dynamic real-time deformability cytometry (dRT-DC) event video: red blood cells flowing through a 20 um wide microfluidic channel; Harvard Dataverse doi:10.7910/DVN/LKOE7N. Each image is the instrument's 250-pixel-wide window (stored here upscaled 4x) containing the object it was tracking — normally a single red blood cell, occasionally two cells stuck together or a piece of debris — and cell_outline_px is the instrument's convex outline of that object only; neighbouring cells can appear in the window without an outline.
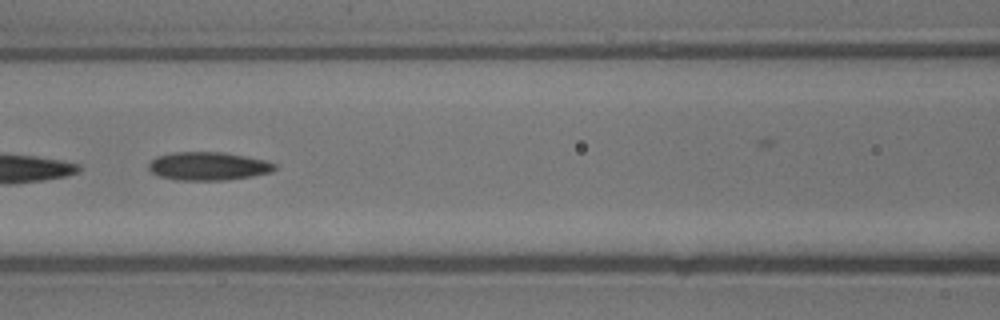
{"species": "common noctule bat (a hibernating species)", "species_latin": "Nyctalus noctula", "temperature_condition": "warm", "stored_images_in_passage": 23, "camera_frame_rate_fps": 3000, "um_per_image_px": 0.085, "animal": {"sex": "male", "body_mass_g": 13.3}, "frame": {"image": 1, "passage_image": 7, "time_ms": 2.0, "image_size_px": [1000, 320], "cell_outline_px": [[276, 168], [272, 172], [224, 180], [176, 180], [160, 176], [152, 172], [148, 168], [148, 164], [156, 156], [176, 152], [224, 152], [264, 160], [276, 164]], "centroid_in_image_um": [17.67, 14.12], "position_along_channel_um": 148.9, "area_um2": 20.58}}